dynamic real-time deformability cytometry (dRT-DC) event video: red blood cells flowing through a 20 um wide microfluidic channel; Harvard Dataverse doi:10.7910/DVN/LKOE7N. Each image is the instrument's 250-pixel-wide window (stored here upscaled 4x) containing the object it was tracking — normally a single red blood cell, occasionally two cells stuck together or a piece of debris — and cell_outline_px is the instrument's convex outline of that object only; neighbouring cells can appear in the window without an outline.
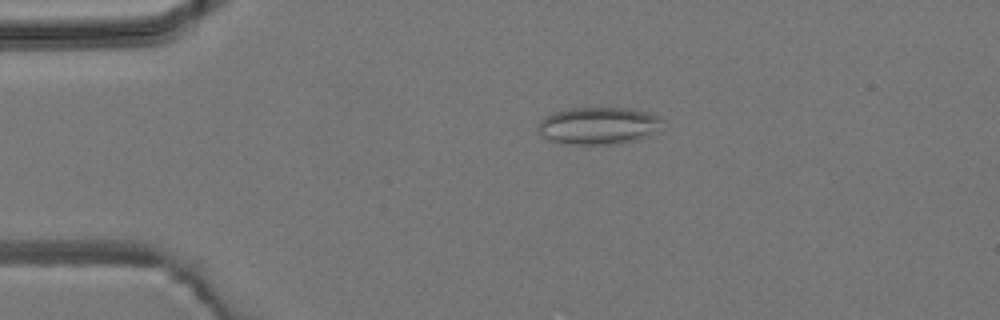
{"species": "common noctule bat (a hibernating species)", "species_latin": "Nyctalus noctula", "temperature_condition": "room temperature", "stored_images_in_passage": 4, "camera_frame_rate_fps": 3000, "um_per_image_px": 0.085, "animal": {"sex": "male", "body_mass_g": 19.2, "forearm_length_mm": 51.8}, "frame": {"image": 1, "passage_image": 3, "time_ms": 2.333, "image_size_px": [1000, 320], "cell_outline_px": [[664, 120], [648, 132], [636, 140], [620, 144], [560, 144], [548, 140], [540, 136], [536, 124], [544, 116], [552, 112], [568, 108], [628, 108], [660, 116]], "centroid_in_image_um": [50.7, 10.68], "position_along_channel_um": 34.3, "area_um2": 26.88}}